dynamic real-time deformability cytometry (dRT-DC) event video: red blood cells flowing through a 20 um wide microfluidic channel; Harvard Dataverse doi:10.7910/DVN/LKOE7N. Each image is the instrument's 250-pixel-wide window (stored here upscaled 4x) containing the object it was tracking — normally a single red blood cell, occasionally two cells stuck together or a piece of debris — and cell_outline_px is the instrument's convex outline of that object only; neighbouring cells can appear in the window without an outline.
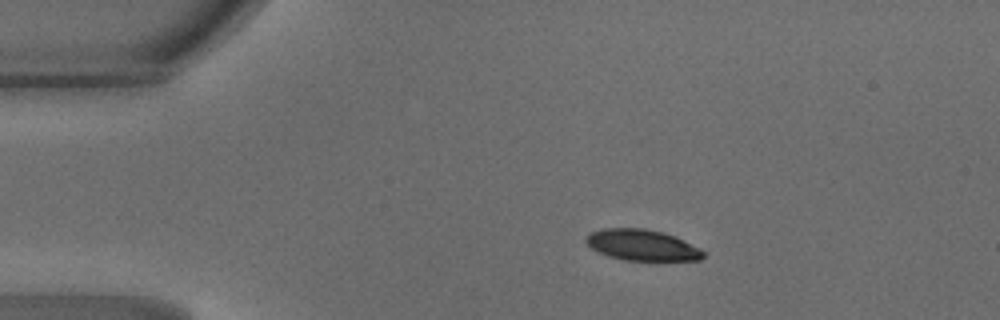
{"species": "common noctule bat (a hibernating species)", "species_latin": "Nyctalus noctula", "temperature_condition": "warm", "stored_images_in_passage": 47, "camera_frame_rate_fps": 3000, "um_per_image_px": 0.085, "animal": {"sex": "male", "body_mass_g": 18.8}, "frame": {"image": 1, "passage_image": 8, "time_ms": 2.333, "image_size_px": [1000, 320], "cell_outline_px": [[704, 256], [700, 260], [624, 260], [608, 256], [592, 248], [584, 240], [584, 236], [588, 232], [604, 228], [644, 228], [676, 236], [700, 248], [704, 252]], "centroid_in_image_um": [54.55, 20.82], "position_along_channel_um": 30.5, "area_um2": 21.21}}
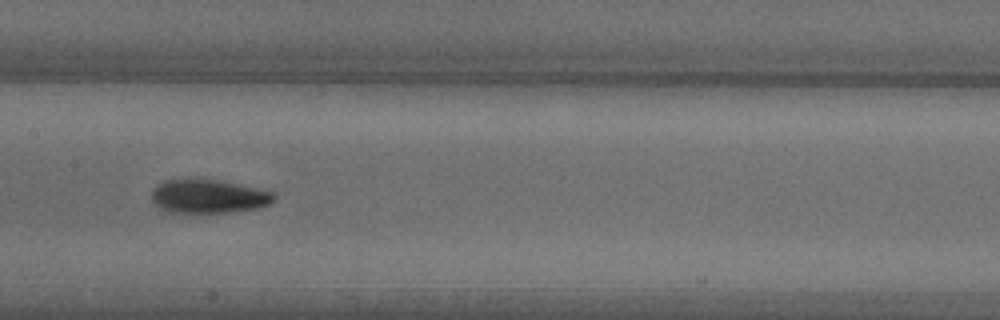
{"frame": {"image": 2, "passage_image": 23, "time_ms": 7.333, "image_size_px": [1000, 320], "cell_outline_px": [[276, 196], [268, 204], [256, 208], [232, 212], [168, 212], [160, 208], [152, 200], [152, 192], [164, 180], [180, 176], [200, 176], [220, 180], [256, 188], [272, 192]], "centroid_in_image_um": [17.66, 16.63], "position_along_channel_um": 189.7, "area_um2": 24.51}}
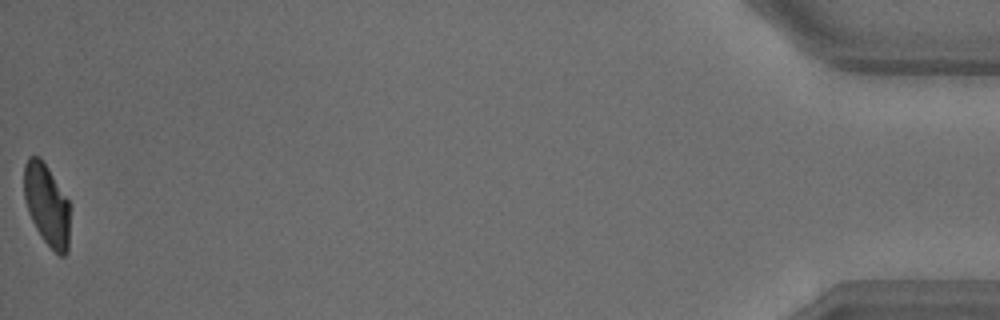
{"frame": {"image": 3, "passage_image": 47, "time_ms": 15.333, "image_size_px": [1000, 320], "cell_outline_px": [[68, 252], [64, 256], [60, 256], [40, 236], [28, 212], [24, 200], [24, 164], [28, 156], [40, 156], [48, 168], [68, 200]], "centroid_in_image_um": [3.94, 17.38], "position_along_channel_um": 431.3, "area_um2": 21.56}, "authors_computed_cell_mechanics": {"area_um2": 23.5824, "velocity_mm_per_s": 4.2229, "shape_relaxation_time_tau1_ms": 2.3961, "shape_relaxation_time_tau2_ms": 1.5227, "deformation_change_tau1": 0.141, "deformation_change_tau2": 0.0492}}